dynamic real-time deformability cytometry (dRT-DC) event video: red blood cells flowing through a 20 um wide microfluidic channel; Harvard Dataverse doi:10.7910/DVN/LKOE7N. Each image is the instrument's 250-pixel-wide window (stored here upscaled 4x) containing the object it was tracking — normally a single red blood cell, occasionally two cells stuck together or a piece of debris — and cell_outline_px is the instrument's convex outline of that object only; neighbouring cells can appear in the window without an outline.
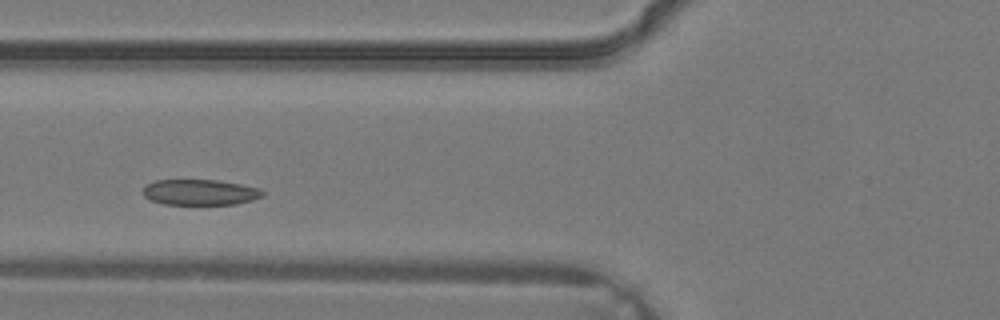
{"species": "common noctule bat (a hibernating species)", "species_latin": "Nyctalus noctula", "temperature_condition": "warm", "stored_images_in_passage": 4, "camera_frame_rate_fps": 3000, "um_per_image_px": 0.085, "animal": {"sex": "male", "body_mass_g": 19.2, "forearm_length_mm": 51.8}, "frame": {"image": 1, "passage_image": 4, "time_ms": 1.0, "image_size_px": [1000, 320], "cell_outline_px": [[264, 196], [252, 200], [236, 204], [164, 204], [152, 200], [144, 196], [144, 184], [156, 180], [216, 180], [240, 184], [260, 188], [264, 192]], "centroid_in_image_um": [17.02, 16.34], "position_along_channel_um": 108.8, "area_um2": 17.86}}